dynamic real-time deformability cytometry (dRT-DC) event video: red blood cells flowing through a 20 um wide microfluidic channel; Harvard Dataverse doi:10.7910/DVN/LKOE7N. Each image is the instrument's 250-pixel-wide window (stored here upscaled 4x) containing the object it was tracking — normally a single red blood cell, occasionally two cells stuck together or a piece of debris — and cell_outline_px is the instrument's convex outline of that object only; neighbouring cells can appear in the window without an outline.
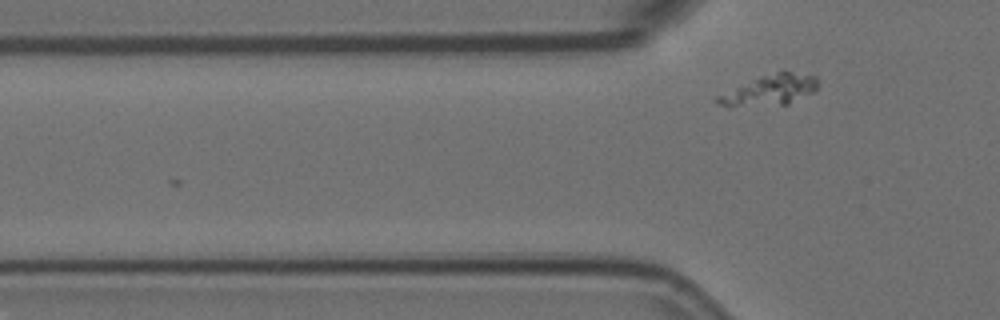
{"species": "Egyptian fruit bat (a non-hibernating species)", "species_latin": "Rousettus aegyptiacus", "temperature_condition": "room temperature", "stored_images_in_passage": 5, "camera_frame_rate_fps": 3000, "um_per_image_px": 0.085, "animal": {"sex": "female"}, "frame": {"image": 1, "passage_image": 5, "time_ms": 1.333, "image_size_px": [1000, 320], "cell_outline_px": [[820, 84], [812, 92], [788, 104], [716, 104], [712, 100], [716, 96], [760, 76], [784, 68], [816, 76]], "centroid_in_image_um": [65.55, 7.57], "position_along_channel_um": 60.3, "area_um2": 17.51}}